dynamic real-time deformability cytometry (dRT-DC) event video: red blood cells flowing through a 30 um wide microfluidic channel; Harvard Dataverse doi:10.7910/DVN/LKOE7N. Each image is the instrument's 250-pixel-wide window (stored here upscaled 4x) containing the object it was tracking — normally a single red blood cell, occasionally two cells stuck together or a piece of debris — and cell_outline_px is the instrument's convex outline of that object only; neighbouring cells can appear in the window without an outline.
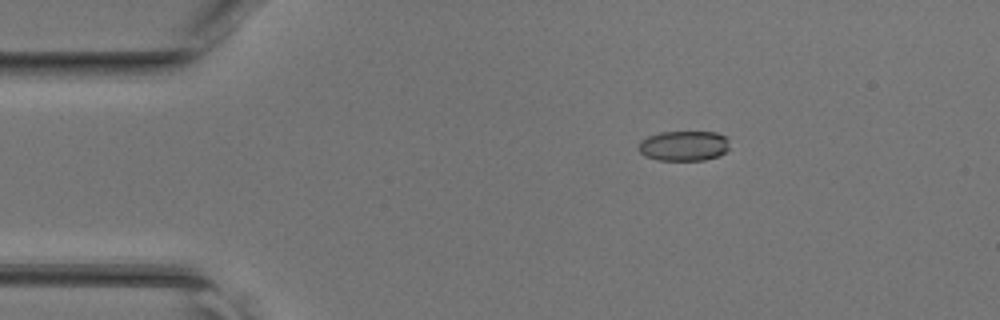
{"species": "common noctule bat (a hibernating species)", "species_latin": "Nyctalus noctula", "temperature_condition": "room temperature", "stored_images_in_passage": 39, "camera_frame_rate_fps": 3000, "um_per_image_px": 0.085, "animal": {"sex": "female", "body_mass_g": 17.0, "forearm_length_mm": 48.0}, "frame": {"image": 1, "passage_image": 1, "time_ms": 0.0, "image_size_px": [1000, 320], "cell_outline_px": [[728, 148], [720, 156], [704, 160], [656, 160], [644, 156], [636, 148], [640, 140], [648, 136], [660, 132], [716, 132], [724, 136], [728, 140]], "centroid_in_image_um": [58.08, 12.4], "position_along_channel_um": 26.9, "area_um2": 16.13}}
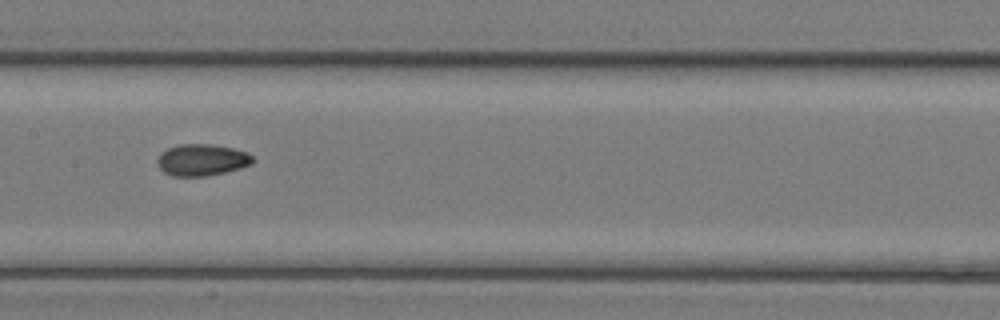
{"frame": {"image": 2, "passage_image": 16, "time_ms": 5.0, "image_size_px": [1000, 320], "cell_outline_px": [[256, 160], [252, 164], [240, 168], [208, 176], [172, 176], [164, 172], [156, 164], [156, 160], [160, 152], [168, 148], [180, 144], [212, 144], [232, 148], [248, 152]], "centroid_in_image_um": [17.15, 13.59], "position_along_channel_um": 190.2, "area_um2": 17.8}}
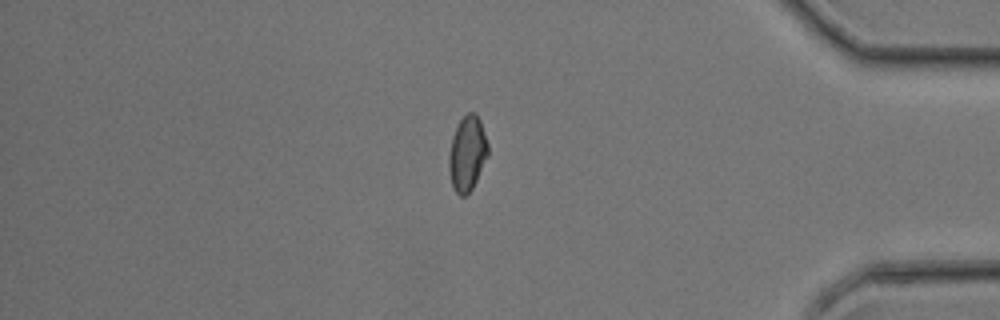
{"frame": {"image": 3, "passage_image": 32, "time_ms": 10.333, "image_size_px": [1000, 320], "cell_outline_px": [[488, 156], [472, 188], [464, 196], [460, 196], [452, 188], [448, 168], [448, 156], [452, 136], [460, 120], [468, 112], [476, 112], [480, 120], [488, 144]], "centroid_in_image_um": [39.7, 13.05], "position_along_channel_um": 395.5, "area_um2": 17.11}}